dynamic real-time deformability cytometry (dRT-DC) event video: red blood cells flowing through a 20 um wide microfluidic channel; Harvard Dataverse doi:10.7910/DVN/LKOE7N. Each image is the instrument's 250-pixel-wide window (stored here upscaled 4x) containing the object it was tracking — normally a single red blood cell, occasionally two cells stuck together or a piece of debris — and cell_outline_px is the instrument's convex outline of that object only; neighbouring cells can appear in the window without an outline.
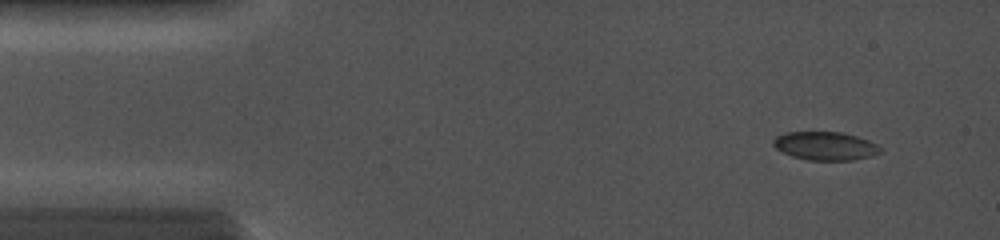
{"species": "common noctule bat (a hibernating species)", "species_latin": "Nyctalus noctula", "temperature_condition": "cold", "stored_images_in_passage": 5, "camera_frame_rate_fps": 5000, "um_per_image_px": 0.085, "animal": {"sex": "female", "body_mass_g": 19.0, "forearm_length_mm": 56.7}, "frame": {"image": 1, "passage_image": 2, "time_ms": 1.0, "image_size_px": [1000, 240], "cell_outline_px": [[880, 152], [872, 156], [852, 160], [808, 160], [792, 156], [776, 148], [772, 144], [772, 140], [776, 136], [784, 132], [840, 132], [856, 136], [868, 140], [876, 144], [880, 148]], "centroid_in_image_um": [70.12, 12.4], "position_along_channel_um": 14.9, "area_um2": 17.63}}